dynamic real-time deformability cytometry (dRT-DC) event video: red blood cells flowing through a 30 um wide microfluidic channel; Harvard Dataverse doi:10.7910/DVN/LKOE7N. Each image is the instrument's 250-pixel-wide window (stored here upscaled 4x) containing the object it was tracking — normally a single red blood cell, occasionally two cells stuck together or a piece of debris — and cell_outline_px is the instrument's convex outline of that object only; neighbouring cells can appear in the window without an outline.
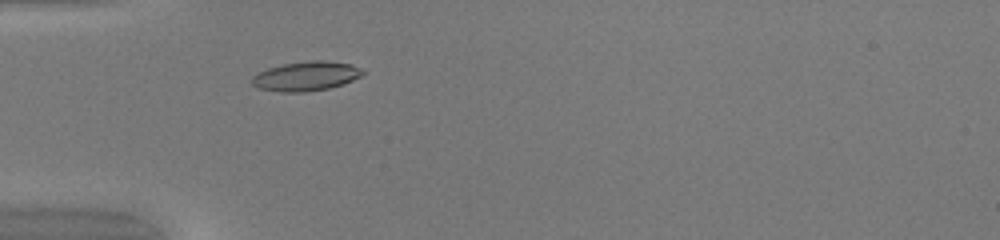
{"species": "common noctule bat (a hibernating species)", "species_latin": "Nyctalus noctula", "temperature_condition": "warm", "stored_images_in_passage": 39, "camera_frame_rate_fps": 3000, "um_per_image_px": 0.085, "animal": {"sex": "female", "body_mass_g": 20.0, "forearm_length_mm": 54.0}, "frame": {"image": 1, "passage_image": 5, "time_ms": 1.333, "image_size_px": [1000, 240], "cell_outline_px": [[368, 72], [344, 84], [328, 88], [304, 92], [280, 92], [256, 88], [252, 84], [252, 76], [256, 72], [268, 68], [284, 64], [312, 60], [320, 60], [352, 64]], "centroid_in_image_um": [26.0, 6.48], "position_along_channel_um": 59.0, "area_um2": 19.07}}
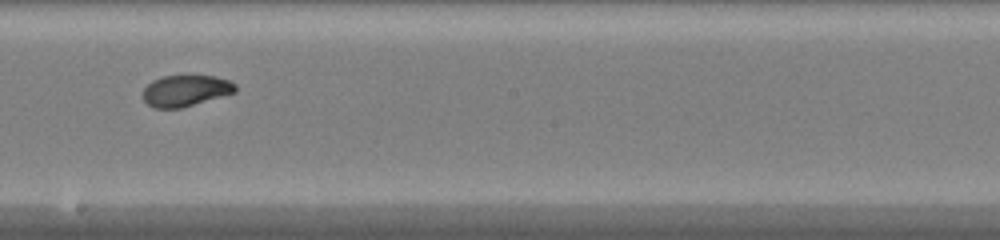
{"frame": {"image": 2, "passage_image": 18, "time_ms": 5.667, "image_size_px": [1000, 240], "cell_outline_px": [[236, 92], [180, 108], [152, 108], [144, 100], [144, 88], [152, 80], [164, 76], [216, 76], [228, 80], [236, 84]], "centroid_in_image_um": [15.77, 7.7], "position_along_channel_um": 232.4, "area_um2": 16.65}}
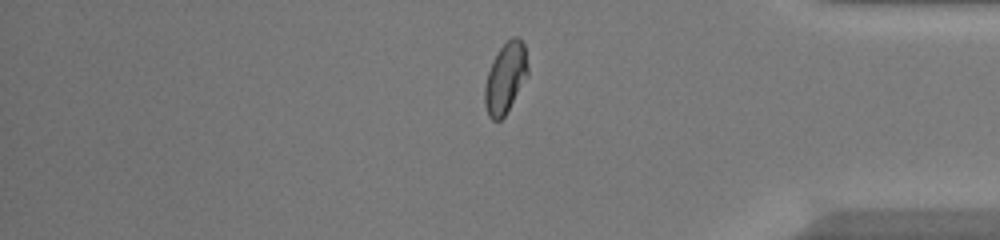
{"frame": {"image": 3, "passage_image": 31, "time_ms": 10.0, "image_size_px": [1000, 240], "cell_outline_px": [[528, 76], [504, 116], [500, 120], [492, 120], [488, 116], [484, 104], [484, 88], [488, 72], [492, 60], [500, 48], [512, 36], [516, 36], [524, 44], [528, 68]], "centroid_in_image_um": [42.95, 6.63], "position_along_channel_um": 392.2, "area_um2": 17.63}, "authors_computed_cell_mechanics": {"area_um2": 17.5134, "velocity_mm_per_s": 4.1534, "shape_relaxation_time_tau1_ms": 4.5897, "shape_relaxation_time_tau2_ms": 0.9204, "deformation_change_tau1": 0.176, "deformation_change_tau2": 0.0449}}